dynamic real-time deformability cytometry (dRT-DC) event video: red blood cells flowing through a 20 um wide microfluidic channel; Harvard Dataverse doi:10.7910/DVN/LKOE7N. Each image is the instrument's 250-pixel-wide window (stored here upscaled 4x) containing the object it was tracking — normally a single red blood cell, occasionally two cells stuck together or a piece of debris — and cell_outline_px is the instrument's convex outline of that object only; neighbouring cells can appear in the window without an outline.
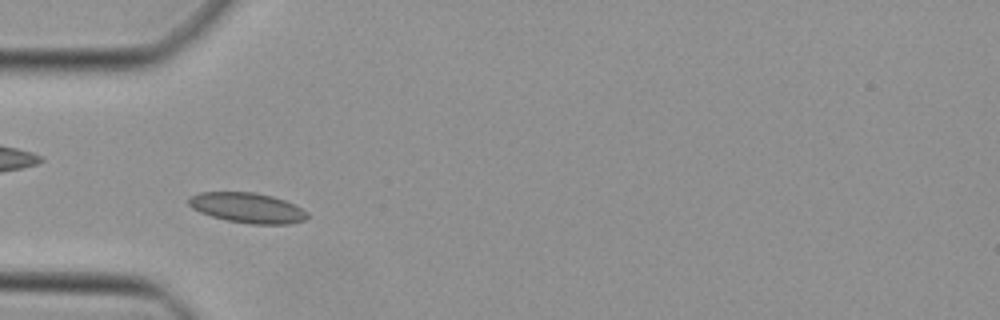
{"species": "Egyptian fruit bat (a non-hibernating species)", "species_latin": "Rousettus aegyptiacus", "temperature_condition": "cold", "stored_images_in_passage": 40, "camera_frame_rate_fps": 3000, "um_per_image_px": 0.085, "animal": {"sex": "female"}, "frame": {"image": 1, "passage_image": 8, "time_ms": 2.333, "image_size_px": [1000, 320], "cell_outline_px": [[308, 216], [304, 220], [288, 224], [252, 224], [224, 220], [200, 212], [192, 208], [188, 204], [188, 196], [200, 192], [256, 192], [272, 196], [284, 200], [308, 212]], "centroid_in_image_um": [20.99, 17.66], "position_along_channel_um": 64.0, "area_um2": 20.87}}
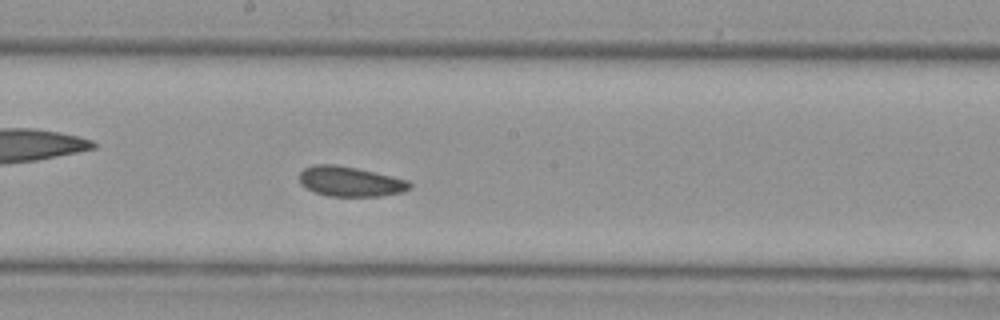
{"frame": {"image": 2, "passage_image": 19, "time_ms": 6.0, "image_size_px": [1000, 320], "cell_outline_px": [[412, 188], [404, 192], [380, 196], [328, 196], [316, 192], [300, 184], [300, 172], [304, 168], [312, 164], [336, 164], [356, 168], [408, 180], [412, 184]], "centroid_in_image_um": [29.78, 15.42], "position_along_channel_um": 218.4, "area_um2": 19.25}}
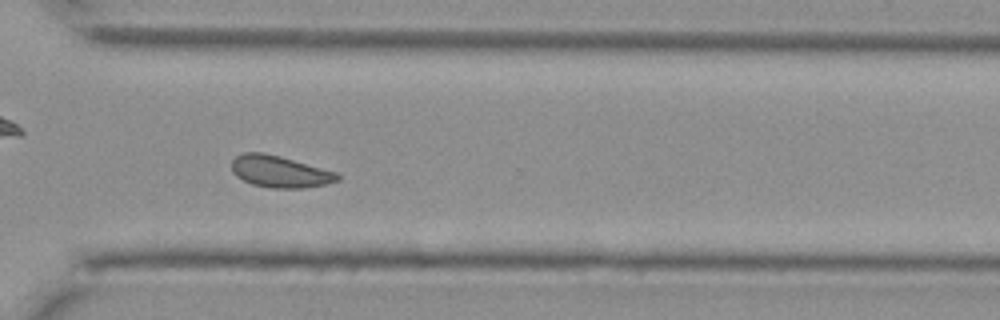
{"frame": {"image": 3, "passage_image": 28, "time_ms": 9.0, "image_size_px": [1000, 320], "cell_outline_px": [[340, 180], [328, 184], [304, 188], [272, 188], [252, 184], [236, 176], [232, 172], [232, 160], [236, 156], [244, 152], [264, 152], [280, 156], [336, 172], [340, 176]], "centroid_in_image_um": [23.78, 14.59], "position_along_channel_um": 346.8, "area_um2": 19.59}}